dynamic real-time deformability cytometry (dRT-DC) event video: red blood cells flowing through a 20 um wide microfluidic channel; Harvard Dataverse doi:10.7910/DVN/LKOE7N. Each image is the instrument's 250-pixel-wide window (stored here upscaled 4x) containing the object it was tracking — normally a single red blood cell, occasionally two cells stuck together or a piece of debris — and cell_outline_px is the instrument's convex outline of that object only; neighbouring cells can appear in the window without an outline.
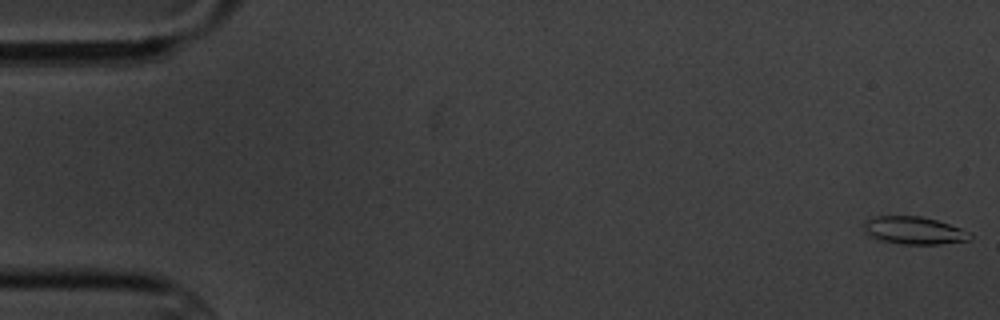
{"species": "common noctule bat (a hibernating species)", "species_latin": "Nyctalus noctula", "temperature_condition": "cold", "stored_images_in_passage": 5, "camera_frame_rate_fps": 3000, "um_per_image_px": 0.085, "animal": {"sex": "male", "body_mass_g": 20.1, "forearm_length_mm": 53.5}, "frame": {"image": 1, "passage_image": 1, "time_ms": 0.0, "image_size_px": [1000, 320], "cell_outline_px": [[972, 236], [968, 240], [940, 244], [904, 244], [880, 240], [864, 232], [864, 220], [872, 216], [920, 216], [936, 220], [972, 232]], "centroid_in_image_um": [77.67, 19.58], "position_along_channel_um": 7.3, "area_um2": 17.05}}
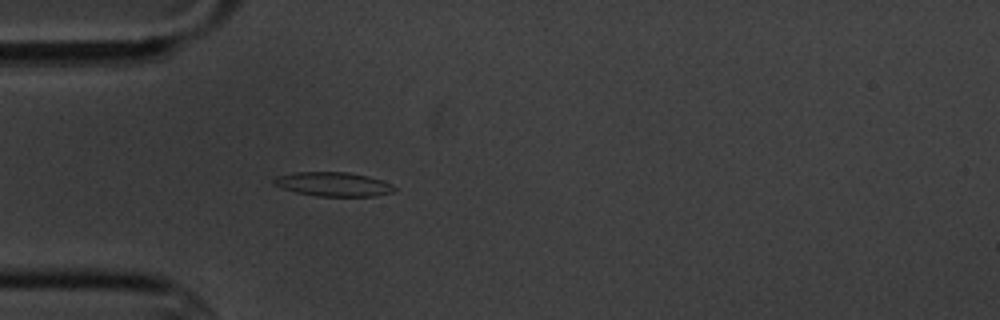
{"frame": {"image": 2, "passage_image": 5, "time_ms": 5.333, "image_size_px": [1000, 320], "cell_outline_px": [[396, 188], [392, 192], [376, 196], [316, 196], [296, 192], [272, 184], [272, 180], [276, 176], [292, 172], [348, 172], [368, 176], [392, 184]], "centroid_in_image_um": [28.3, 15.65], "position_along_channel_um": 56.7, "area_um2": 16.94}}